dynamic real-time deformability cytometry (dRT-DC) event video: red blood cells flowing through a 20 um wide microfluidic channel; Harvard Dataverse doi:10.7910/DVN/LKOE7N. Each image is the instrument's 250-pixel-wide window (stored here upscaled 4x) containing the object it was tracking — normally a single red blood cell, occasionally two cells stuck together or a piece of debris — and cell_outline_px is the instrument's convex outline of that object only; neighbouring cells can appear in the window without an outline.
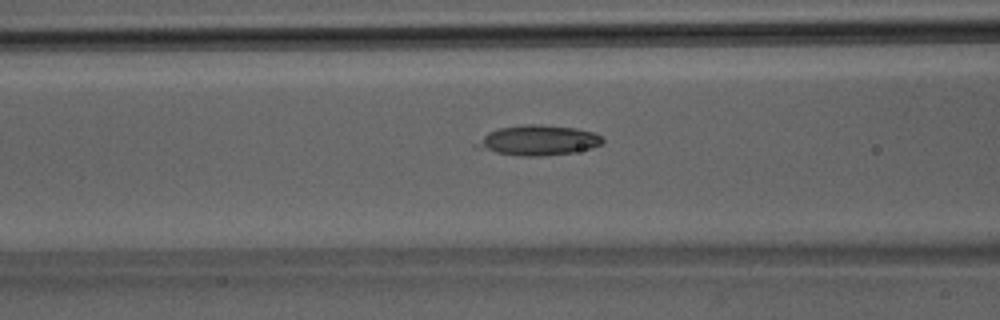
{"species": "Egyptian fruit bat (a non-hibernating species)", "species_latin": "Rousettus aegyptiacus", "temperature_condition": "room temperature", "stored_images_in_passage": 28, "camera_frame_rate_fps": 3000, "um_per_image_px": 0.085, "animal": {"sex": "male"}, "frame": {"image": 1, "passage_image": 5, "time_ms": 1.333, "image_size_px": [1000, 320], "cell_outline_px": [[604, 140], [600, 144], [592, 148], [572, 152], [544, 156], [516, 156], [472, 148], [472, 144], [488, 132], [500, 128], [524, 124], [536, 124], [576, 128], [592, 132], [600, 136]], "centroid_in_image_um": [45.65, 11.93], "position_along_channel_um": 120.9, "area_um2": 22.25}}
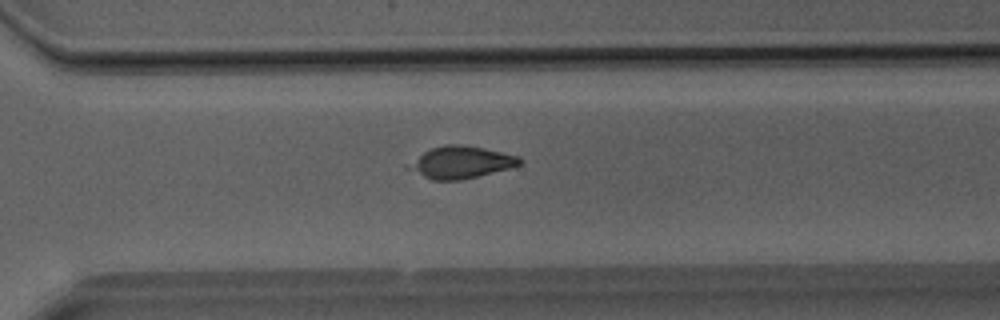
{"frame": {"image": 2, "passage_image": 17, "time_ms": 5.333, "image_size_px": [1000, 320], "cell_outline_px": [[524, 160], [520, 164], [512, 168], [460, 180], [432, 180], [404, 168], [424, 152], [432, 148], [444, 144], [460, 144], [484, 148], [520, 156]], "centroid_in_image_um": [39.21, 13.8], "position_along_channel_um": 331.4, "area_um2": 20.75}}
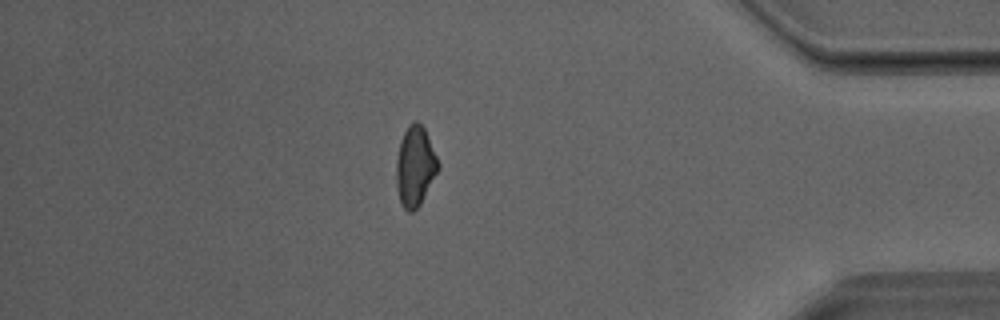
{"frame": {"image": 3, "passage_image": 23, "time_ms": 7.333, "image_size_px": [1000, 320], "cell_outline_px": [[440, 168], [420, 204], [412, 212], [408, 212], [404, 208], [400, 200], [396, 188], [396, 160], [400, 140], [408, 124], [416, 120], [424, 128], [440, 164]], "centroid_in_image_um": [35.28, 14.13], "position_along_channel_um": 399.9, "area_um2": 19.54}}